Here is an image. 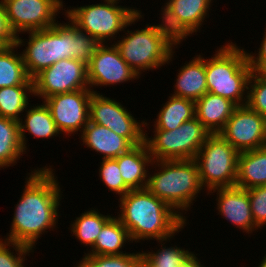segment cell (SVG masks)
<instances>
[{"mask_svg": "<svg viewBox=\"0 0 266 267\" xmlns=\"http://www.w3.org/2000/svg\"><path fill=\"white\" fill-rule=\"evenodd\" d=\"M213 0H166L160 19L169 34L179 43L188 36L201 32L204 20L209 18ZM195 33V34H194Z\"/></svg>", "mask_w": 266, "mask_h": 267, "instance_id": "13", "label": "cell"}, {"mask_svg": "<svg viewBox=\"0 0 266 267\" xmlns=\"http://www.w3.org/2000/svg\"><path fill=\"white\" fill-rule=\"evenodd\" d=\"M255 225L266 226V185L247 189Z\"/></svg>", "mask_w": 266, "mask_h": 267, "instance_id": "35", "label": "cell"}, {"mask_svg": "<svg viewBox=\"0 0 266 267\" xmlns=\"http://www.w3.org/2000/svg\"><path fill=\"white\" fill-rule=\"evenodd\" d=\"M142 251L121 255H84L74 267H142Z\"/></svg>", "mask_w": 266, "mask_h": 267, "instance_id": "31", "label": "cell"}, {"mask_svg": "<svg viewBox=\"0 0 266 267\" xmlns=\"http://www.w3.org/2000/svg\"><path fill=\"white\" fill-rule=\"evenodd\" d=\"M237 105L230 99L207 92L195 102V117L210 134L219 133Z\"/></svg>", "mask_w": 266, "mask_h": 267, "instance_id": "21", "label": "cell"}, {"mask_svg": "<svg viewBox=\"0 0 266 267\" xmlns=\"http://www.w3.org/2000/svg\"><path fill=\"white\" fill-rule=\"evenodd\" d=\"M217 192L216 204L218 215L223 216L227 222H231L236 228L245 232L248 235L253 231L259 230L255 225L248 191L240 187H225L212 189L207 193V196L211 193Z\"/></svg>", "mask_w": 266, "mask_h": 267, "instance_id": "17", "label": "cell"}, {"mask_svg": "<svg viewBox=\"0 0 266 267\" xmlns=\"http://www.w3.org/2000/svg\"><path fill=\"white\" fill-rule=\"evenodd\" d=\"M151 168H155L156 172H149L146 189L186 220L184 215L192 208L198 194L204 190L196 161L153 160Z\"/></svg>", "mask_w": 266, "mask_h": 267, "instance_id": "5", "label": "cell"}, {"mask_svg": "<svg viewBox=\"0 0 266 267\" xmlns=\"http://www.w3.org/2000/svg\"><path fill=\"white\" fill-rule=\"evenodd\" d=\"M87 78L93 93H99L93 88L117 86L130 80H139L140 77L125 62L114 43H105L100 44L94 51L87 65Z\"/></svg>", "mask_w": 266, "mask_h": 267, "instance_id": "15", "label": "cell"}, {"mask_svg": "<svg viewBox=\"0 0 266 267\" xmlns=\"http://www.w3.org/2000/svg\"><path fill=\"white\" fill-rule=\"evenodd\" d=\"M92 93L89 103V122L100 124L119 136L126 138L133 146L144 142L145 127L149 129L147 120H137L131 111L123 107L122 102ZM140 121V122H139Z\"/></svg>", "mask_w": 266, "mask_h": 267, "instance_id": "10", "label": "cell"}, {"mask_svg": "<svg viewBox=\"0 0 266 267\" xmlns=\"http://www.w3.org/2000/svg\"><path fill=\"white\" fill-rule=\"evenodd\" d=\"M246 105L266 117V72L252 71L248 82Z\"/></svg>", "mask_w": 266, "mask_h": 267, "instance_id": "32", "label": "cell"}, {"mask_svg": "<svg viewBox=\"0 0 266 267\" xmlns=\"http://www.w3.org/2000/svg\"><path fill=\"white\" fill-rule=\"evenodd\" d=\"M16 35L12 32L2 0H0V43L4 47L16 44Z\"/></svg>", "mask_w": 266, "mask_h": 267, "instance_id": "36", "label": "cell"}, {"mask_svg": "<svg viewBox=\"0 0 266 267\" xmlns=\"http://www.w3.org/2000/svg\"><path fill=\"white\" fill-rule=\"evenodd\" d=\"M24 154L19 121L0 116V169L15 166Z\"/></svg>", "mask_w": 266, "mask_h": 267, "instance_id": "28", "label": "cell"}, {"mask_svg": "<svg viewBox=\"0 0 266 267\" xmlns=\"http://www.w3.org/2000/svg\"><path fill=\"white\" fill-rule=\"evenodd\" d=\"M68 21H57L52 27L27 32L29 39L17 36L16 45L19 49L26 45L22 56L31 79L60 60L76 59L89 64L101 43L79 30L70 19Z\"/></svg>", "mask_w": 266, "mask_h": 267, "instance_id": "2", "label": "cell"}, {"mask_svg": "<svg viewBox=\"0 0 266 267\" xmlns=\"http://www.w3.org/2000/svg\"><path fill=\"white\" fill-rule=\"evenodd\" d=\"M32 80L34 96L42 101L55 94L90 89L87 65L76 59L60 60Z\"/></svg>", "mask_w": 266, "mask_h": 267, "instance_id": "12", "label": "cell"}, {"mask_svg": "<svg viewBox=\"0 0 266 267\" xmlns=\"http://www.w3.org/2000/svg\"><path fill=\"white\" fill-rule=\"evenodd\" d=\"M219 134L239 153L265 147V118L247 105L237 106Z\"/></svg>", "mask_w": 266, "mask_h": 267, "instance_id": "16", "label": "cell"}, {"mask_svg": "<svg viewBox=\"0 0 266 267\" xmlns=\"http://www.w3.org/2000/svg\"><path fill=\"white\" fill-rule=\"evenodd\" d=\"M143 15L139 10L125 26L123 32L127 33L123 35L126 36L122 35V38H117L119 39L117 42L114 41L122 58L139 77L145 71H153L166 64L169 65L174 59L175 49L179 46L162 23L157 25L148 23L144 29L140 28V30L127 29L140 21Z\"/></svg>", "mask_w": 266, "mask_h": 267, "instance_id": "4", "label": "cell"}, {"mask_svg": "<svg viewBox=\"0 0 266 267\" xmlns=\"http://www.w3.org/2000/svg\"><path fill=\"white\" fill-rule=\"evenodd\" d=\"M83 145L99 152L102 159L117 158L134 146L124 137L117 135L107 127L88 122L80 134Z\"/></svg>", "mask_w": 266, "mask_h": 267, "instance_id": "18", "label": "cell"}, {"mask_svg": "<svg viewBox=\"0 0 266 267\" xmlns=\"http://www.w3.org/2000/svg\"><path fill=\"white\" fill-rule=\"evenodd\" d=\"M29 106L25 110V116L23 114L24 119L21 118L19 120L20 140L25 153H27L26 150L29 147V145L27 146L28 138L25 135L27 132L28 135L31 134L35 139L36 137L37 139H50L61 134L56 127L49 108L44 102L37 104V106L36 104H30Z\"/></svg>", "mask_w": 266, "mask_h": 267, "instance_id": "22", "label": "cell"}, {"mask_svg": "<svg viewBox=\"0 0 266 267\" xmlns=\"http://www.w3.org/2000/svg\"><path fill=\"white\" fill-rule=\"evenodd\" d=\"M168 101L164 103L157 118L154 120V129L160 130H175L180 127L185 121L195 117V102L189 99L177 97L174 95L168 96Z\"/></svg>", "mask_w": 266, "mask_h": 267, "instance_id": "25", "label": "cell"}, {"mask_svg": "<svg viewBox=\"0 0 266 267\" xmlns=\"http://www.w3.org/2000/svg\"><path fill=\"white\" fill-rule=\"evenodd\" d=\"M146 132L144 142L153 160L194 159L210 135L196 117L185 121L175 130L153 129V137Z\"/></svg>", "mask_w": 266, "mask_h": 267, "instance_id": "9", "label": "cell"}, {"mask_svg": "<svg viewBox=\"0 0 266 267\" xmlns=\"http://www.w3.org/2000/svg\"><path fill=\"white\" fill-rule=\"evenodd\" d=\"M169 237L163 240H157L160 249L155 251H142L143 264L142 267H187L191 261L198 255L195 252L189 251V249L178 247L171 244V247L165 245V243L172 240Z\"/></svg>", "mask_w": 266, "mask_h": 267, "instance_id": "26", "label": "cell"}, {"mask_svg": "<svg viewBox=\"0 0 266 267\" xmlns=\"http://www.w3.org/2000/svg\"><path fill=\"white\" fill-rule=\"evenodd\" d=\"M54 170L52 165L46 164L27 174L24 190L15 205L11 228L2 239L34 250L42 234L48 233L46 230L58 228L60 201L64 198Z\"/></svg>", "mask_w": 266, "mask_h": 267, "instance_id": "1", "label": "cell"}, {"mask_svg": "<svg viewBox=\"0 0 266 267\" xmlns=\"http://www.w3.org/2000/svg\"><path fill=\"white\" fill-rule=\"evenodd\" d=\"M239 152L219 133L210 134L194 160L201 185L207 191L235 186Z\"/></svg>", "mask_w": 266, "mask_h": 267, "instance_id": "8", "label": "cell"}, {"mask_svg": "<svg viewBox=\"0 0 266 267\" xmlns=\"http://www.w3.org/2000/svg\"><path fill=\"white\" fill-rule=\"evenodd\" d=\"M33 85H16L0 88V116L19 121L22 113L31 104Z\"/></svg>", "mask_w": 266, "mask_h": 267, "instance_id": "30", "label": "cell"}, {"mask_svg": "<svg viewBox=\"0 0 266 267\" xmlns=\"http://www.w3.org/2000/svg\"><path fill=\"white\" fill-rule=\"evenodd\" d=\"M99 178L108 191L116 193L119 198L127 194L131 189L124 183L117 160L101 159Z\"/></svg>", "mask_w": 266, "mask_h": 267, "instance_id": "33", "label": "cell"}, {"mask_svg": "<svg viewBox=\"0 0 266 267\" xmlns=\"http://www.w3.org/2000/svg\"><path fill=\"white\" fill-rule=\"evenodd\" d=\"M263 35L261 46L257 51L258 53L247 52L250 67L255 72H266V32Z\"/></svg>", "mask_w": 266, "mask_h": 267, "instance_id": "37", "label": "cell"}, {"mask_svg": "<svg viewBox=\"0 0 266 267\" xmlns=\"http://www.w3.org/2000/svg\"><path fill=\"white\" fill-rule=\"evenodd\" d=\"M264 140H265V147H266V117H265V136H264Z\"/></svg>", "mask_w": 266, "mask_h": 267, "instance_id": "40", "label": "cell"}, {"mask_svg": "<svg viewBox=\"0 0 266 267\" xmlns=\"http://www.w3.org/2000/svg\"><path fill=\"white\" fill-rule=\"evenodd\" d=\"M4 48V46L0 43V51Z\"/></svg>", "mask_w": 266, "mask_h": 267, "instance_id": "41", "label": "cell"}, {"mask_svg": "<svg viewBox=\"0 0 266 267\" xmlns=\"http://www.w3.org/2000/svg\"><path fill=\"white\" fill-rule=\"evenodd\" d=\"M177 72L173 94L196 102L208 92L206 84L205 57L199 53L184 63ZM176 89V90H175Z\"/></svg>", "mask_w": 266, "mask_h": 267, "instance_id": "20", "label": "cell"}, {"mask_svg": "<svg viewBox=\"0 0 266 267\" xmlns=\"http://www.w3.org/2000/svg\"><path fill=\"white\" fill-rule=\"evenodd\" d=\"M92 93L91 89H82L55 94L43 100L61 134L74 136L78 131L79 135L82 133L89 122V103Z\"/></svg>", "mask_w": 266, "mask_h": 267, "instance_id": "14", "label": "cell"}, {"mask_svg": "<svg viewBox=\"0 0 266 267\" xmlns=\"http://www.w3.org/2000/svg\"><path fill=\"white\" fill-rule=\"evenodd\" d=\"M13 249V250H11ZM15 251V252H14ZM34 250L12 241L0 238V267H26V256Z\"/></svg>", "mask_w": 266, "mask_h": 267, "instance_id": "34", "label": "cell"}, {"mask_svg": "<svg viewBox=\"0 0 266 267\" xmlns=\"http://www.w3.org/2000/svg\"><path fill=\"white\" fill-rule=\"evenodd\" d=\"M216 50L213 57L205 59L208 92L230 99L237 106L246 105L252 73L246 49L228 41Z\"/></svg>", "mask_w": 266, "mask_h": 267, "instance_id": "6", "label": "cell"}, {"mask_svg": "<svg viewBox=\"0 0 266 267\" xmlns=\"http://www.w3.org/2000/svg\"><path fill=\"white\" fill-rule=\"evenodd\" d=\"M12 32L17 36L26 32L52 27L61 10L63 0H2ZM63 7H65L63 9Z\"/></svg>", "mask_w": 266, "mask_h": 267, "instance_id": "11", "label": "cell"}, {"mask_svg": "<svg viewBox=\"0 0 266 267\" xmlns=\"http://www.w3.org/2000/svg\"><path fill=\"white\" fill-rule=\"evenodd\" d=\"M104 215L100 213V209H88L75 217L74 221L70 223L69 230L75 239L79 240L81 245L89 246L91 249L97 240L98 234L101 232L103 226L113 217L110 213Z\"/></svg>", "mask_w": 266, "mask_h": 267, "instance_id": "29", "label": "cell"}, {"mask_svg": "<svg viewBox=\"0 0 266 267\" xmlns=\"http://www.w3.org/2000/svg\"><path fill=\"white\" fill-rule=\"evenodd\" d=\"M17 51L16 44L4 47L0 51V88L33 85V80L27 73L22 53Z\"/></svg>", "mask_w": 266, "mask_h": 267, "instance_id": "27", "label": "cell"}, {"mask_svg": "<svg viewBox=\"0 0 266 267\" xmlns=\"http://www.w3.org/2000/svg\"><path fill=\"white\" fill-rule=\"evenodd\" d=\"M124 183L131 189H145L153 158L145 142L136 145L117 158ZM149 168V169H148Z\"/></svg>", "mask_w": 266, "mask_h": 267, "instance_id": "19", "label": "cell"}, {"mask_svg": "<svg viewBox=\"0 0 266 267\" xmlns=\"http://www.w3.org/2000/svg\"><path fill=\"white\" fill-rule=\"evenodd\" d=\"M262 258H263L262 261L259 263L257 267H266V254Z\"/></svg>", "mask_w": 266, "mask_h": 267, "instance_id": "39", "label": "cell"}, {"mask_svg": "<svg viewBox=\"0 0 266 267\" xmlns=\"http://www.w3.org/2000/svg\"><path fill=\"white\" fill-rule=\"evenodd\" d=\"M118 203L120 213L116 217L135 243L175 237L189 224L170 205L146 188L130 190L118 199Z\"/></svg>", "mask_w": 266, "mask_h": 267, "instance_id": "3", "label": "cell"}, {"mask_svg": "<svg viewBox=\"0 0 266 267\" xmlns=\"http://www.w3.org/2000/svg\"><path fill=\"white\" fill-rule=\"evenodd\" d=\"M266 185V147L240 152L235 186L250 189Z\"/></svg>", "mask_w": 266, "mask_h": 267, "instance_id": "23", "label": "cell"}, {"mask_svg": "<svg viewBox=\"0 0 266 267\" xmlns=\"http://www.w3.org/2000/svg\"><path fill=\"white\" fill-rule=\"evenodd\" d=\"M200 258L195 257L187 267H206L203 264L201 265Z\"/></svg>", "mask_w": 266, "mask_h": 267, "instance_id": "38", "label": "cell"}, {"mask_svg": "<svg viewBox=\"0 0 266 267\" xmlns=\"http://www.w3.org/2000/svg\"><path fill=\"white\" fill-rule=\"evenodd\" d=\"M128 242L129 245L133 243L129 231L117 217L113 216L103 226L93 247L87 253L84 252V255H121L129 253L122 251Z\"/></svg>", "mask_w": 266, "mask_h": 267, "instance_id": "24", "label": "cell"}, {"mask_svg": "<svg viewBox=\"0 0 266 267\" xmlns=\"http://www.w3.org/2000/svg\"><path fill=\"white\" fill-rule=\"evenodd\" d=\"M102 1L74 8L70 6V9L67 7L62 14L79 30L88 33L101 44H107L108 41L112 43L117 37L119 38L117 35L124 31L126 24L139 12V9L119 5V0Z\"/></svg>", "mask_w": 266, "mask_h": 267, "instance_id": "7", "label": "cell"}]
</instances>
